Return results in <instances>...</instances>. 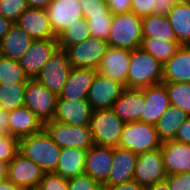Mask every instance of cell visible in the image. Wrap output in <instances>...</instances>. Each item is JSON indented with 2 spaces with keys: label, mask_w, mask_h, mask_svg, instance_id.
Listing matches in <instances>:
<instances>
[{
  "label": "cell",
  "mask_w": 190,
  "mask_h": 190,
  "mask_svg": "<svg viewBox=\"0 0 190 190\" xmlns=\"http://www.w3.org/2000/svg\"><path fill=\"white\" fill-rule=\"evenodd\" d=\"M58 96L36 79H29L25 87L24 106L29 108L43 124L53 119Z\"/></svg>",
  "instance_id": "52a82bcc"
},
{
  "label": "cell",
  "mask_w": 190,
  "mask_h": 190,
  "mask_svg": "<svg viewBox=\"0 0 190 190\" xmlns=\"http://www.w3.org/2000/svg\"><path fill=\"white\" fill-rule=\"evenodd\" d=\"M87 150L78 148H62L54 173L65 179L85 174V158Z\"/></svg>",
  "instance_id": "4316f807"
},
{
  "label": "cell",
  "mask_w": 190,
  "mask_h": 190,
  "mask_svg": "<svg viewBox=\"0 0 190 190\" xmlns=\"http://www.w3.org/2000/svg\"><path fill=\"white\" fill-rule=\"evenodd\" d=\"M43 129L60 148L88 150L95 145L90 126L66 125L50 120L44 123Z\"/></svg>",
  "instance_id": "8992f818"
},
{
  "label": "cell",
  "mask_w": 190,
  "mask_h": 190,
  "mask_svg": "<svg viewBox=\"0 0 190 190\" xmlns=\"http://www.w3.org/2000/svg\"><path fill=\"white\" fill-rule=\"evenodd\" d=\"M71 69L72 65L66 51L59 48L41 69L36 80L58 96L68 79Z\"/></svg>",
  "instance_id": "9c48e42d"
},
{
  "label": "cell",
  "mask_w": 190,
  "mask_h": 190,
  "mask_svg": "<svg viewBox=\"0 0 190 190\" xmlns=\"http://www.w3.org/2000/svg\"><path fill=\"white\" fill-rule=\"evenodd\" d=\"M169 190H190V172L167 175Z\"/></svg>",
  "instance_id": "b9f144b4"
},
{
  "label": "cell",
  "mask_w": 190,
  "mask_h": 190,
  "mask_svg": "<svg viewBox=\"0 0 190 190\" xmlns=\"http://www.w3.org/2000/svg\"><path fill=\"white\" fill-rule=\"evenodd\" d=\"M124 89L125 86L120 82L97 72L89 89L87 101L93 111L111 109Z\"/></svg>",
  "instance_id": "8fae6325"
},
{
  "label": "cell",
  "mask_w": 190,
  "mask_h": 190,
  "mask_svg": "<svg viewBox=\"0 0 190 190\" xmlns=\"http://www.w3.org/2000/svg\"><path fill=\"white\" fill-rule=\"evenodd\" d=\"M18 139L11 135H0V161L10 162L18 153Z\"/></svg>",
  "instance_id": "f35d334b"
},
{
  "label": "cell",
  "mask_w": 190,
  "mask_h": 190,
  "mask_svg": "<svg viewBox=\"0 0 190 190\" xmlns=\"http://www.w3.org/2000/svg\"><path fill=\"white\" fill-rule=\"evenodd\" d=\"M14 23L33 40L57 39L51 28L46 9L28 7Z\"/></svg>",
  "instance_id": "e0dca14e"
},
{
  "label": "cell",
  "mask_w": 190,
  "mask_h": 190,
  "mask_svg": "<svg viewBox=\"0 0 190 190\" xmlns=\"http://www.w3.org/2000/svg\"><path fill=\"white\" fill-rule=\"evenodd\" d=\"M39 190H68L67 179L61 175L52 173H45L40 184Z\"/></svg>",
  "instance_id": "60d3db41"
},
{
  "label": "cell",
  "mask_w": 190,
  "mask_h": 190,
  "mask_svg": "<svg viewBox=\"0 0 190 190\" xmlns=\"http://www.w3.org/2000/svg\"><path fill=\"white\" fill-rule=\"evenodd\" d=\"M0 190H23L21 187L13 184L9 180L0 182Z\"/></svg>",
  "instance_id": "f5cc1de1"
},
{
  "label": "cell",
  "mask_w": 190,
  "mask_h": 190,
  "mask_svg": "<svg viewBox=\"0 0 190 190\" xmlns=\"http://www.w3.org/2000/svg\"><path fill=\"white\" fill-rule=\"evenodd\" d=\"M92 113L87 99L71 101L58 97L52 120L66 125L89 126Z\"/></svg>",
  "instance_id": "9a60e30c"
},
{
  "label": "cell",
  "mask_w": 190,
  "mask_h": 190,
  "mask_svg": "<svg viewBox=\"0 0 190 190\" xmlns=\"http://www.w3.org/2000/svg\"><path fill=\"white\" fill-rule=\"evenodd\" d=\"M167 175L190 172V145L174 140L162 142L160 148Z\"/></svg>",
  "instance_id": "ac0fdd59"
},
{
  "label": "cell",
  "mask_w": 190,
  "mask_h": 190,
  "mask_svg": "<svg viewBox=\"0 0 190 190\" xmlns=\"http://www.w3.org/2000/svg\"><path fill=\"white\" fill-rule=\"evenodd\" d=\"M46 11L54 35L58 37L70 25L83 19V13L79 0H52Z\"/></svg>",
  "instance_id": "4fadbf2b"
},
{
  "label": "cell",
  "mask_w": 190,
  "mask_h": 190,
  "mask_svg": "<svg viewBox=\"0 0 190 190\" xmlns=\"http://www.w3.org/2000/svg\"><path fill=\"white\" fill-rule=\"evenodd\" d=\"M182 109L170 106L161 118L156 122L155 130L162 142L174 140L177 129L188 118Z\"/></svg>",
  "instance_id": "f546056e"
},
{
  "label": "cell",
  "mask_w": 190,
  "mask_h": 190,
  "mask_svg": "<svg viewBox=\"0 0 190 190\" xmlns=\"http://www.w3.org/2000/svg\"><path fill=\"white\" fill-rule=\"evenodd\" d=\"M124 124L112 108L93 111L89 126L95 145L119 146Z\"/></svg>",
  "instance_id": "5b68a950"
},
{
  "label": "cell",
  "mask_w": 190,
  "mask_h": 190,
  "mask_svg": "<svg viewBox=\"0 0 190 190\" xmlns=\"http://www.w3.org/2000/svg\"><path fill=\"white\" fill-rule=\"evenodd\" d=\"M179 0H155L152 14L167 15Z\"/></svg>",
  "instance_id": "bcb514c9"
},
{
  "label": "cell",
  "mask_w": 190,
  "mask_h": 190,
  "mask_svg": "<svg viewBox=\"0 0 190 190\" xmlns=\"http://www.w3.org/2000/svg\"><path fill=\"white\" fill-rule=\"evenodd\" d=\"M180 46L181 44L179 42L143 38L141 48L151 54L163 65L176 53Z\"/></svg>",
  "instance_id": "1f68e13d"
},
{
  "label": "cell",
  "mask_w": 190,
  "mask_h": 190,
  "mask_svg": "<svg viewBox=\"0 0 190 190\" xmlns=\"http://www.w3.org/2000/svg\"><path fill=\"white\" fill-rule=\"evenodd\" d=\"M138 155L119 146L113 147L112 167L103 185H115L133 180Z\"/></svg>",
  "instance_id": "cb8c5ba5"
},
{
  "label": "cell",
  "mask_w": 190,
  "mask_h": 190,
  "mask_svg": "<svg viewBox=\"0 0 190 190\" xmlns=\"http://www.w3.org/2000/svg\"><path fill=\"white\" fill-rule=\"evenodd\" d=\"M143 38L178 42L167 15L150 14L142 17Z\"/></svg>",
  "instance_id": "f1b7e54d"
},
{
  "label": "cell",
  "mask_w": 190,
  "mask_h": 190,
  "mask_svg": "<svg viewBox=\"0 0 190 190\" xmlns=\"http://www.w3.org/2000/svg\"><path fill=\"white\" fill-rule=\"evenodd\" d=\"M67 184L68 190H102V185L87 174L67 179Z\"/></svg>",
  "instance_id": "ab89813d"
},
{
  "label": "cell",
  "mask_w": 190,
  "mask_h": 190,
  "mask_svg": "<svg viewBox=\"0 0 190 190\" xmlns=\"http://www.w3.org/2000/svg\"><path fill=\"white\" fill-rule=\"evenodd\" d=\"M161 146L162 141L159 139L154 125L141 121L124 124L119 147L139 155L161 148Z\"/></svg>",
  "instance_id": "277c9868"
},
{
  "label": "cell",
  "mask_w": 190,
  "mask_h": 190,
  "mask_svg": "<svg viewBox=\"0 0 190 190\" xmlns=\"http://www.w3.org/2000/svg\"><path fill=\"white\" fill-rule=\"evenodd\" d=\"M8 162L0 161V182L7 180Z\"/></svg>",
  "instance_id": "db71d44e"
},
{
  "label": "cell",
  "mask_w": 190,
  "mask_h": 190,
  "mask_svg": "<svg viewBox=\"0 0 190 190\" xmlns=\"http://www.w3.org/2000/svg\"><path fill=\"white\" fill-rule=\"evenodd\" d=\"M113 15H97L91 18H84L87 21L90 35L107 41L112 24Z\"/></svg>",
  "instance_id": "d590c367"
},
{
  "label": "cell",
  "mask_w": 190,
  "mask_h": 190,
  "mask_svg": "<svg viewBox=\"0 0 190 190\" xmlns=\"http://www.w3.org/2000/svg\"><path fill=\"white\" fill-rule=\"evenodd\" d=\"M145 190H169L166 179L158 181L153 185L145 187Z\"/></svg>",
  "instance_id": "816d5d0a"
},
{
  "label": "cell",
  "mask_w": 190,
  "mask_h": 190,
  "mask_svg": "<svg viewBox=\"0 0 190 190\" xmlns=\"http://www.w3.org/2000/svg\"><path fill=\"white\" fill-rule=\"evenodd\" d=\"M167 89L170 106L182 109L190 116V83H163Z\"/></svg>",
  "instance_id": "836d02e7"
},
{
  "label": "cell",
  "mask_w": 190,
  "mask_h": 190,
  "mask_svg": "<svg viewBox=\"0 0 190 190\" xmlns=\"http://www.w3.org/2000/svg\"><path fill=\"white\" fill-rule=\"evenodd\" d=\"M142 40V17L131 11L113 14L108 46L132 51L141 48Z\"/></svg>",
  "instance_id": "7a4b0ae2"
},
{
  "label": "cell",
  "mask_w": 190,
  "mask_h": 190,
  "mask_svg": "<svg viewBox=\"0 0 190 190\" xmlns=\"http://www.w3.org/2000/svg\"><path fill=\"white\" fill-rule=\"evenodd\" d=\"M131 51L108 46L97 72L120 82L127 88V75L130 67Z\"/></svg>",
  "instance_id": "2e32d148"
},
{
  "label": "cell",
  "mask_w": 190,
  "mask_h": 190,
  "mask_svg": "<svg viewBox=\"0 0 190 190\" xmlns=\"http://www.w3.org/2000/svg\"><path fill=\"white\" fill-rule=\"evenodd\" d=\"M45 172L32 160L17 153L8 164L7 180L23 190L38 188Z\"/></svg>",
  "instance_id": "7c38bea8"
},
{
  "label": "cell",
  "mask_w": 190,
  "mask_h": 190,
  "mask_svg": "<svg viewBox=\"0 0 190 190\" xmlns=\"http://www.w3.org/2000/svg\"><path fill=\"white\" fill-rule=\"evenodd\" d=\"M13 22L0 15V41L9 32V29Z\"/></svg>",
  "instance_id": "681fc988"
},
{
  "label": "cell",
  "mask_w": 190,
  "mask_h": 190,
  "mask_svg": "<svg viewBox=\"0 0 190 190\" xmlns=\"http://www.w3.org/2000/svg\"><path fill=\"white\" fill-rule=\"evenodd\" d=\"M167 17L181 45H190V0H179Z\"/></svg>",
  "instance_id": "83f0119b"
},
{
  "label": "cell",
  "mask_w": 190,
  "mask_h": 190,
  "mask_svg": "<svg viewBox=\"0 0 190 190\" xmlns=\"http://www.w3.org/2000/svg\"><path fill=\"white\" fill-rule=\"evenodd\" d=\"M145 105L141 122L155 125L161 115L170 107L167 89L163 83L144 88Z\"/></svg>",
  "instance_id": "44dd1931"
},
{
  "label": "cell",
  "mask_w": 190,
  "mask_h": 190,
  "mask_svg": "<svg viewBox=\"0 0 190 190\" xmlns=\"http://www.w3.org/2000/svg\"><path fill=\"white\" fill-rule=\"evenodd\" d=\"M113 147L93 145L86 152L85 174L103 185L112 167Z\"/></svg>",
  "instance_id": "d6986e66"
},
{
  "label": "cell",
  "mask_w": 190,
  "mask_h": 190,
  "mask_svg": "<svg viewBox=\"0 0 190 190\" xmlns=\"http://www.w3.org/2000/svg\"><path fill=\"white\" fill-rule=\"evenodd\" d=\"M162 83H190V45H181L163 64Z\"/></svg>",
  "instance_id": "603a6c76"
},
{
  "label": "cell",
  "mask_w": 190,
  "mask_h": 190,
  "mask_svg": "<svg viewBox=\"0 0 190 190\" xmlns=\"http://www.w3.org/2000/svg\"><path fill=\"white\" fill-rule=\"evenodd\" d=\"M9 111L0 109V135L9 134Z\"/></svg>",
  "instance_id": "c3c4849f"
},
{
  "label": "cell",
  "mask_w": 190,
  "mask_h": 190,
  "mask_svg": "<svg viewBox=\"0 0 190 190\" xmlns=\"http://www.w3.org/2000/svg\"><path fill=\"white\" fill-rule=\"evenodd\" d=\"M61 149L44 129L18 141V153L32 160L45 173L56 171Z\"/></svg>",
  "instance_id": "6da1fadb"
},
{
  "label": "cell",
  "mask_w": 190,
  "mask_h": 190,
  "mask_svg": "<svg viewBox=\"0 0 190 190\" xmlns=\"http://www.w3.org/2000/svg\"><path fill=\"white\" fill-rule=\"evenodd\" d=\"M144 105V88H125L112 109L124 123H127L141 121Z\"/></svg>",
  "instance_id": "ffe728a7"
},
{
  "label": "cell",
  "mask_w": 190,
  "mask_h": 190,
  "mask_svg": "<svg viewBox=\"0 0 190 190\" xmlns=\"http://www.w3.org/2000/svg\"><path fill=\"white\" fill-rule=\"evenodd\" d=\"M89 27L86 19H80L73 25H70L63 33L58 37V44L60 49L65 50L71 45H75L83 42L85 39L90 37Z\"/></svg>",
  "instance_id": "d6a6232c"
},
{
  "label": "cell",
  "mask_w": 190,
  "mask_h": 190,
  "mask_svg": "<svg viewBox=\"0 0 190 190\" xmlns=\"http://www.w3.org/2000/svg\"><path fill=\"white\" fill-rule=\"evenodd\" d=\"M52 0H26L29 8L46 9Z\"/></svg>",
  "instance_id": "f907efd6"
},
{
  "label": "cell",
  "mask_w": 190,
  "mask_h": 190,
  "mask_svg": "<svg viewBox=\"0 0 190 190\" xmlns=\"http://www.w3.org/2000/svg\"><path fill=\"white\" fill-rule=\"evenodd\" d=\"M107 48V41L90 36L81 43L67 47L65 51L72 68L97 70Z\"/></svg>",
  "instance_id": "ba28073f"
},
{
  "label": "cell",
  "mask_w": 190,
  "mask_h": 190,
  "mask_svg": "<svg viewBox=\"0 0 190 190\" xmlns=\"http://www.w3.org/2000/svg\"><path fill=\"white\" fill-rule=\"evenodd\" d=\"M27 8L26 0H0V15L13 23Z\"/></svg>",
  "instance_id": "8d00e7d4"
},
{
  "label": "cell",
  "mask_w": 190,
  "mask_h": 190,
  "mask_svg": "<svg viewBox=\"0 0 190 190\" xmlns=\"http://www.w3.org/2000/svg\"><path fill=\"white\" fill-rule=\"evenodd\" d=\"M9 135L18 140L37 134L44 128L43 122L26 106L9 112Z\"/></svg>",
  "instance_id": "d4e9b609"
},
{
  "label": "cell",
  "mask_w": 190,
  "mask_h": 190,
  "mask_svg": "<svg viewBox=\"0 0 190 190\" xmlns=\"http://www.w3.org/2000/svg\"><path fill=\"white\" fill-rule=\"evenodd\" d=\"M28 80L18 60H11L0 56V84L27 83Z\"/></svg>",
  "instance_id": "e575fe53"
},
{
  "label": "cell",
  "mask_w": 190,
  "mask_h": 190,
  "mask_svg": "<svg viewBox=\"0 0 190 190\" xmlns=\"http://www.w3.org/2000/svg\"><path fill=\"white\" fill-rule=\"evenodd\" d=\"M163 65L142 48L131 51L127 88L142 89L162 83Z\"/></svg>",
  "instance_id": "3957f363"
},
{
  "label": "cell",
  "mask_w": 190,
  "mask_h": 190,
  "mask_svg": "<svg viewBox=\"0 0 190 190\" xmlns=\"http://www.w3.org/2000/svg\"><path fill=\"white\" fill-rule=\"evenodd\" d=\"M174 141L190 145V116L177 129Z\"/></svg>",
  "instance_id": "ee69618b"
},
{
  "label": "cell",
  "mask_w": 190,
  "mask_h": 190,
  "mask_svg": "<svg viewBox=\"0 0 190 190\" xmlns=\"http://www.w3.org/2000/svg\"><path fill=\"white\" fill-rule=\"evenodd\" d=\"M59 48L57 39L34 40L19 60L28 79H36L41 69Z\"/></svg>",
  "instance_id": "30bf717a"
},
{
  "label": "cell",
  "mask_w": 190,
  "mask_h": 190,
  "mask_svg": "<svg viewBox=\"0 0 190 190\" xmlns=\"http://www.w3.org/2000/svg\"><path fill=\"white\" fill-rule=\"evenodd\" d=\"M33 41L29 34L13 23L0 41V56L19 61Z\"/></svg>",
  "instance_id": "484cf974"
},
{
  "label": "cell",
  "mask_w": 190,
  "mask_h": 190,
  "mask_svg": "<svg viewBox=\"0 0 190 190\" xmlns=\"http://www.w3.org/2000/svg\"><path fill=\"white\" fill-rule=\"evenodd\" d=\"M83 18H91L97 15H113L104 0H79Z\"/></svg>",
  "instance_id": "74e56055"
},
{
  "label": "cell",
  "mask_w": 190,
  "mask_h": 190,
  "mask_svg": "<svg viewBox=\"0 0 190 190\" xmlns=\"http://www.w3.org/2000/svg\"><path fill=\"white\" fill-rule=\"evenodd\" d=\"M96 73L97 70L91 68H72L58 97L71 101L87 99Z\"/></svg>",
  "instance_id": "7402d4cb"
},
{
  "label": "cell",
  "mask_w": 190,
  "mask_h": 190,
  "mask_svg": "<svg viewBox=\"0 0 190 190\" xmlns=\"http://www.w3.org/2000/svg\"><path fill=\"white\" fill-rule=\"evenodd\" d=\"M26 84L27 83L0 84V109L10 112L24 106Z\"/></svg>",
  "instance_id": "4dcf8cb0"
},
{
  "label": "cell",
  "mask_w": 190,
  "mask_h": 190,
  "mask_svg": "<svg viewBox=\"0 0 190 190\" xmlns=\"http://www.w3.org/2000/svg\"><path fill=\"white\" fill-rule=\"evenodd\" d=\"M107 4L112 14L127 13L131 11V0H108Z\"/></svg>",
  "instance_id": "f6af8a7d"
},
{
  "label": "cell",
  "mask_w": 190,
  "mask_h": 190,
  "mask_svg": "<svg viewBox=\"0 0 190 190\" xmlns=\"http://www.w3.org/2000/svg\"><path fill=\"white\" fill-rule=\"evenodd\" d=\"M102 190H145L137 181L130 180L115 185H102Z\"/></svg>",
  "instance_id": "7dc6e473"
},
{
  "label": "cell",
  "mask_w": 190,
  "mask_h": 190,
  "mask_svg": "<svg viewBox=\"0 0 190 190\" xmlns=\"http://www.w3.org/2000/svg\"><path fill=\"white\" fill-rule=\"evenodd\" d=\"M160 148L138 155L133 180L147 187L166 179Z\"/></svg>",
  "instance_id": "5bb4252c"
},
{
  "label": "cell",
  "mask_w": 190,
  "mask_h": 190,
  "mask_svg": "<svg viewBox=\"0 0 190 190\" xmlns=\"http://www.w3.org/2000/svg\"><path fill=\"white\" fill-rule=\"evenodd\" d=\"M155 0H131V12L145 17L152 14Z\"/></svg>",
  "instance_id": "7bdbcfd3"
}]
</instances>
